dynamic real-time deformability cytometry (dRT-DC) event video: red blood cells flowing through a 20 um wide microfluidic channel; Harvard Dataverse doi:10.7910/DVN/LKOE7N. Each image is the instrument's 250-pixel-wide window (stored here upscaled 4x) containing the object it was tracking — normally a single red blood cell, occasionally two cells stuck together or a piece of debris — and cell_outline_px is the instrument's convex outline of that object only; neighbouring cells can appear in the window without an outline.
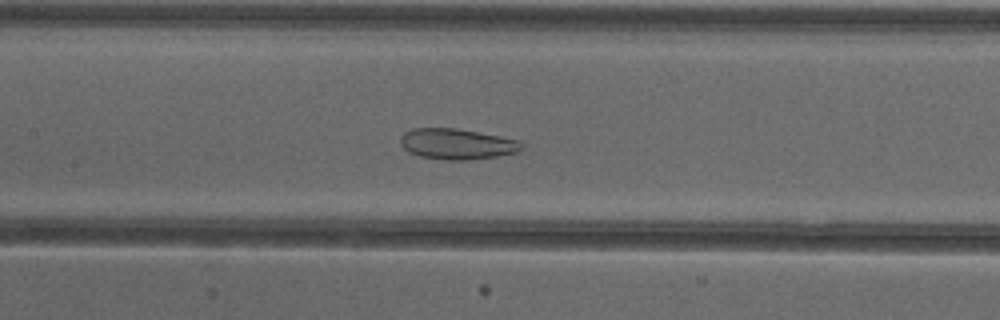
{"species": "common noctule bat (a hibernating species)", "species_latin": "Nyctalus noctula", "temperature_condition": "cold", "stored_images_in_passage": 50, "camera_frame_rate_fps": 3000, "um_per_image_px": 0.085, "animal": {"sex": "female"}, "frame": {"image": 1, "passage_image": 26, "time_ms": 8.333, "image_size_px": [1000, 320], "cell_outline_px": [[524, 148], [516, 152], [496, 156], [468, 160], [444, 160], [420, 156], [408, 152], [400, 144], [400, 136], [404, 132], [412, 128], [456, 128], [500, 136], [520, 140], [524, 144]], "centroid_in_image_um": [38.83, 12.23], "position_along_channel_um": 168.6, "area_um2": 21.85}}
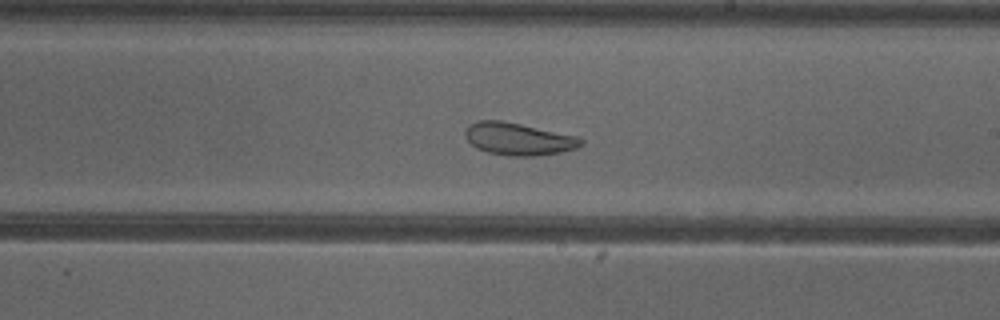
{"frame": {"image": 2, "passage_image": 32, "time_ms": 10.333, "image_size_px": [1000, 320], "cell_outline_px": [[584, 144], [576, 148], [560, 152], [536, 156], [508, 156], [488, 152], [476, 148], [464, 136], [464, 132], [468, 124], [476, 120], [500, 120], [520, 124], [576, 136], [584, 140]], "centroid_in_image_um": [44.03, 11.81], "position_along_channel_um": 245.0, "area_um2": 21.85}}
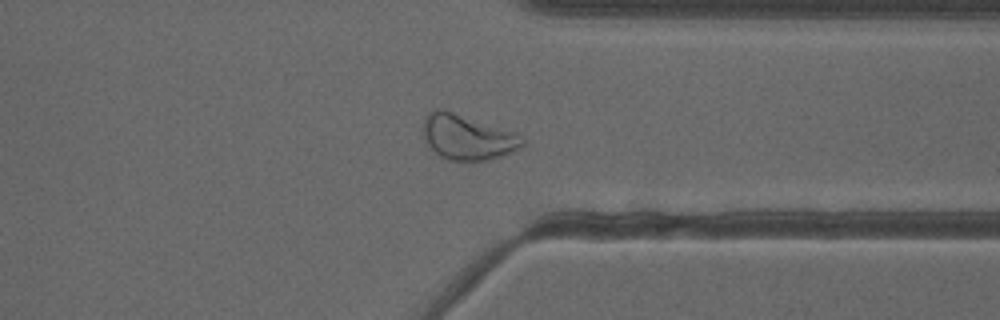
{"frame": {"image": 3, "passage_image": 42, "time_ms": 13.667, "image_size_px": [1000, 320], "cell_outline_px": [[524, 144], [520, 148], [512, 152], [500, 156], [484, 160], [448, 160], [440, 156], [428, 148], [424, 136], [424, 120], [428, 112], [436, 108], [440, 108], [516, 132], [524, 140]], "centroid_in_image_um": [39.71, 11.66], "position_along_channel_um": 371.7, "area_um2": 25.95}}